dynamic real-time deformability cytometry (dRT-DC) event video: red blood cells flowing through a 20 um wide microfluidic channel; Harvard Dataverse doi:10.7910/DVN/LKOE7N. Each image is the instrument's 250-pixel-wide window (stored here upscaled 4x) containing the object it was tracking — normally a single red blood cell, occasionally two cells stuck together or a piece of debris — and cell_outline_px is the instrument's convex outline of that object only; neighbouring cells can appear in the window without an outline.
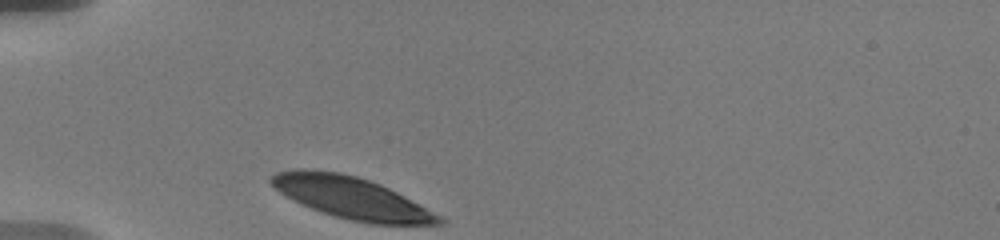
{"species": "human", "species_latin": "Homo sapiens", "temperature_condition": "warm", "stored_images_in_passage": 25, "camera_frame_rate_fps": 3000, "um_per_image_px": 0.085, "donor": {"sex": "male"}, "frame": {"image": 1, "passage_image": 1, "time_ms": 0.0, "image_size_px": [1000, 240], "cell_outline_px": [[448, 220], [444, 224], [368, 224], [336, 216], [312, 208], [280, 192], [268, 180], [276, 172], [296, 168], [304, 168], [340, 172], [356, 176], [380, 184], [444, 216]], "centroid_in_image_um": [29.94, 16.81], "position_along_channel_um": 55.1, "area_um2": 40.63}}
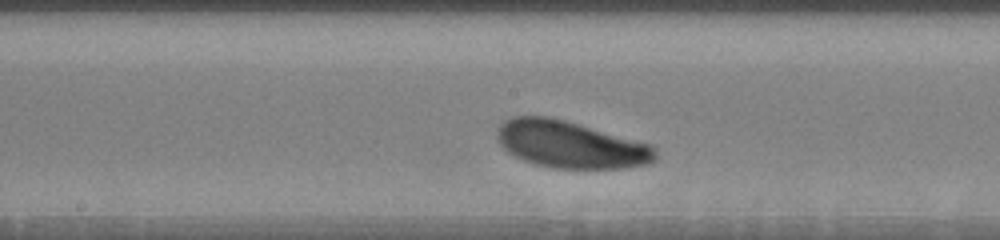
{"frame": {"image": 2, "passage_image": 12, "time_ms": 4.667, "image_size_px": [1000, 240], "cell_outline_px": [[656, 160], [652, 164], [624, 168], [552, 168], [532, 164], [512, 156], [500, 144], [496, 136], [496, 132], [500, 124], [504, 120], [512, 116], [548, 116], [564, 120], [652, 144], [656, 148]], "centroid_in_image_um": [48.48, 12.29], "position_along_channel_um": 199.7, "area_um2": 43.81}}
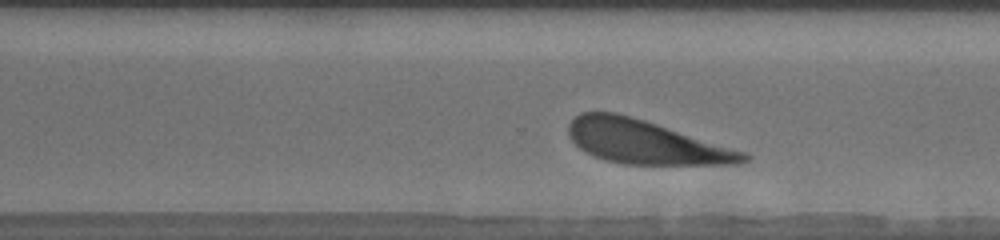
{"frame": {"image": 3, "passage_image": 20, "time_ms": 8.0, "image_size_px": [1000, 240], "cell_outline_px": [[752, 156], [748, 160], [740, 164], [624, 164], [604, 160], [592, 156], [584, 152], [568, 136], [568, 124], [580, 112], [616, 112], [644, 120], [744, 152]], "centroid_in_image_um": [54.81, 12.08], "position_along_channel_um": 315.8, "area_um2": 44.04}, "authors_computed_cell_mechanics": {"area_um2": 44.0436, "velocity_mm_per_s": 3.4922, "shape_relaxation_time_tau1_ms": 1.2457, "shape_relaxation_time_tau2_ms": null, "deformation_change_tau1": 0.1029, "deformation_change_tau2": null}}